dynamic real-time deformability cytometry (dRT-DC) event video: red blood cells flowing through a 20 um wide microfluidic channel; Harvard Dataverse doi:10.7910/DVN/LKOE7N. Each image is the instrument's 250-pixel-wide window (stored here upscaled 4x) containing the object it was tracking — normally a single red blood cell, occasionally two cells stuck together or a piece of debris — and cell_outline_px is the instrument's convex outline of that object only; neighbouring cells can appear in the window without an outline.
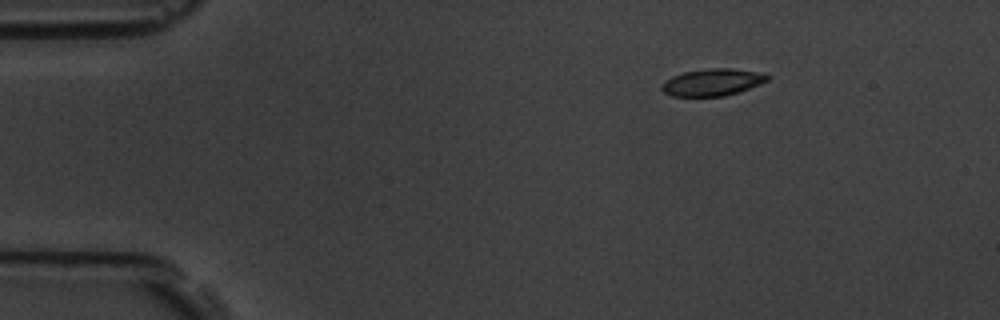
{"species": "common noctule bat (a hibernating species)", "species_latin": "Nyctalus noctula", "temperature_condition": "room temperature", "stored_images_in_passage": 4, "camera_frame_rate_fps": 3000, "um_per_image_px": 0.085, "animal": {"sex": "male", "body_mass_g": 19.5, "forearm_length_mm": 54.6}, "frame": {"image": 1, "passage_image": 1, "time_ms": 0.0, "image_size_px": [1000, 320], "cell_outline_px": [[768, 80], [760, 84], [724, 96], [672, 96], [664, 92], [660, 88], [660, 84], [672, 76], [684, 72], [708, 68], [728, 68], [756, 72], [768, 76]], "centroid_in_image_um": [60.48, 6.99], "position_along_channel_um": 24.5, "area_um2": 16.36}}
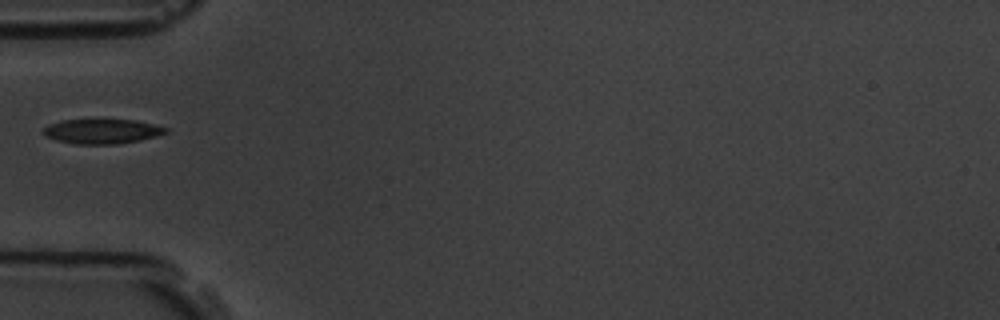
{"frame": {"image": 2, "passage_image": 4, "time_ms": 3.333, "image_size_px": [1000, 320], "cell_outline_px": [[168, 132], [156, 136], [140, 140], [116, 144], [76, 144], [56, 140], [44, 136], [40, 132], [48, 124], [64, 120], [136, 120], [168, 128]], "centroid_in_image_um": [8.63, 11.17], "position_along_channel_um": 76.4, "area_um2": 17.57}}